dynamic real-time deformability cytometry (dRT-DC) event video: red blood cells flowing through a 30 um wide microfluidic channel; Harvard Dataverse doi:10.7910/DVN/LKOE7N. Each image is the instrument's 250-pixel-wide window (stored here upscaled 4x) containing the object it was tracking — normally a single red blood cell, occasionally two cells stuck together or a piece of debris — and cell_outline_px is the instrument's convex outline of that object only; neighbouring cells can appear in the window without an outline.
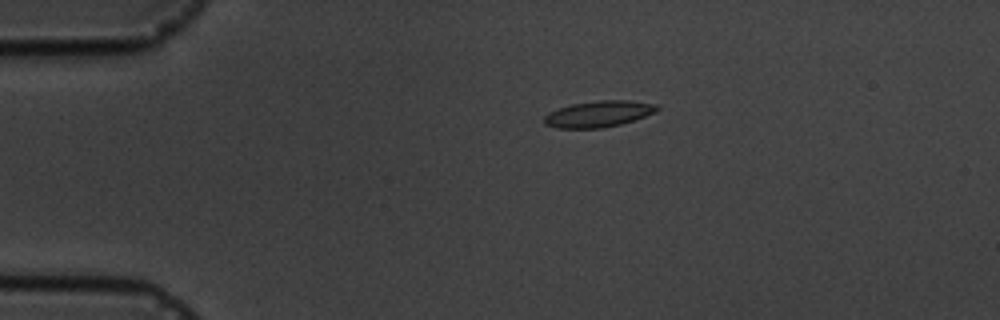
{"species": "common noctule bat (a hibernating species)", "species_latin": "Nyctalus noctula", "temperature_condition": "cold", "stored_images_in_passage": 5, "camera_frame_rate_fps": 3000, "um_per_image_px": 0.085, "animal": {"sex": "male", "body_mass_g": 19.5, "forearm_length_mm": 54.6}, "frame": {"image": 1, "passage_image": 3, "time_ms": 3.0, "image_size_px": [1000, 320], "cell_outline_px": [[660, 108], [656, 112], [620, 124], [604, 128], [556, 128], [544, 124], [544, 116], [548, 112], [572, 104], [596, 100], [628, 100], [656, 104]], "centroid_in_image_um": [50.86, 9.68], "position_along_channel_um": 34.1, "area_um2": 17.22}}
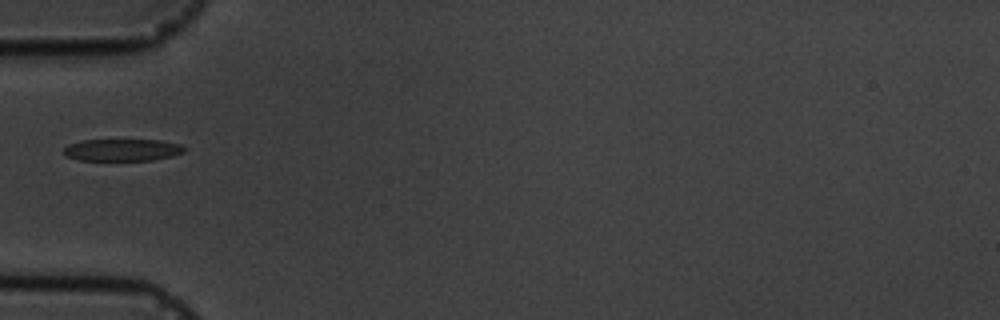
{"frame": {"image": 2, "passage_image": 5, "time_ms": 5.333, "image_size_px": [1000, 320], "cell_outline_px": [[188, 148], [184, 152], [172, 156], [152, 160], [80, 160], [64, 156], [60, 152], [68, 144], [80, 140], [160, 140], [180, 144]], "centroid_in_image_um": [10.36, 12.74], "position_along_channel_um": 74.6, "area_um2": 15.72}}